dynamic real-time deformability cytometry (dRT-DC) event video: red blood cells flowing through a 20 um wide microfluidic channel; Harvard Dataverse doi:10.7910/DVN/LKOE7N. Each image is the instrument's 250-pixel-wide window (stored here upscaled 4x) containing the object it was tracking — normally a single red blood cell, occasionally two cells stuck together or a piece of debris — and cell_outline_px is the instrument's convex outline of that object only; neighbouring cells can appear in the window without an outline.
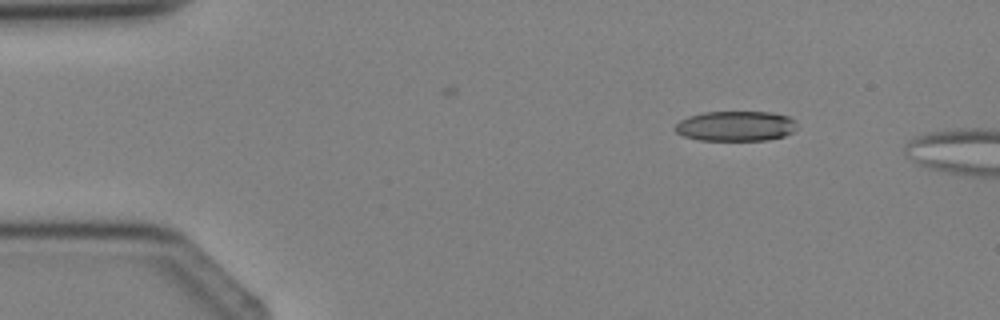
{"species": "Egyptian fruit bat (a non-hibernating species)", "species_latin": "Rousettus aegyptiacus", "temperature_condition": "cold", "stored_images_in_passage": 4, "camera_frame_rate_fps": 3000, "um_per_image_px": 0.085, "animal": {"sex": "female"}, "frame": {"image": 1, "passage_image": 2, "time_ms": 1.333, "image_size_px": [1000, 320], "cell_outline_px": [[796, 128], [792, 132], [784, 136], [768, 140], [700, 140], [684, 136], [676, 132], [672, 128], [680, 120], [688, 116], [704, 112], [772, 112], [788, 116], [796, 120]], "centroid_in_image_um": [62.53, 10.71], "position_along_channel_um": 22.5, "area_um2": 21.5}}